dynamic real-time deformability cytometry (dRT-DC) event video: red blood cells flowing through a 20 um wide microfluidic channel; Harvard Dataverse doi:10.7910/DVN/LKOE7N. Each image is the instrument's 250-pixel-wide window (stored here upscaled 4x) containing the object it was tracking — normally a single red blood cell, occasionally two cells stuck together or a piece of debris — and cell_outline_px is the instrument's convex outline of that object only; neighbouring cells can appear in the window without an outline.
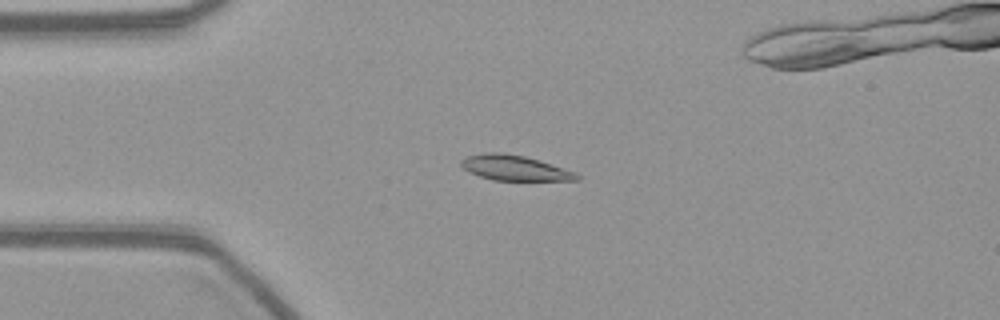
{"species": "common noctule bat (a hibernating species)", "species_latin": "Nyctalus noctula", "temperature_condition": "warm", "stored_images_in_passage": 57, "camera_frame_rate_fps": 3000, "um_per_image_px": 0.085, "animal": {"sex": "female", "body_mass_g": 21.9}, "frame": {"image": 1, "passage_image": 14, "time_ms": 4.333, "image_size_px": [1000, 320], "cell_outline_px": [[580, 180], [492, 180], [468, 172], [460, 164], [460, 160], [468, 156], [488, 152], [500, 152], [524, 156], [576, 172], [580, 176]], "centroid_in_image_um": [43.72, 14.27], "position_along_channel_um": 41.3, "area_um2": 16.76}}
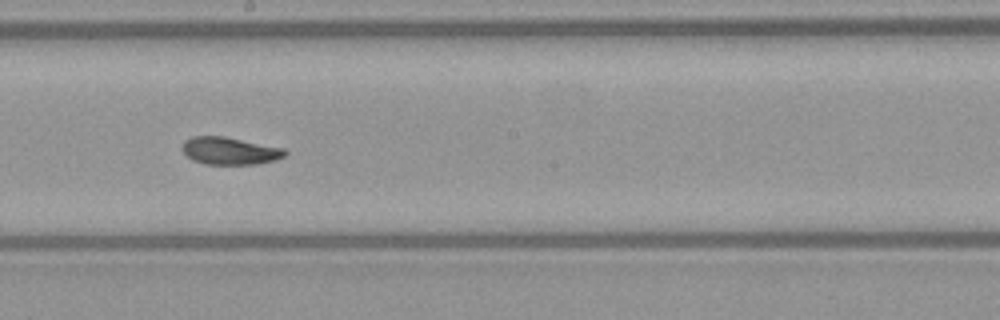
{"frame": {"image": 2, "passage_image": 31, "time_ms": 10.0, "image_size_px": [1000, 320], "cell_outline_px": [[288, 152], [284, 156], [276, 160], [256, 164], [204, 164], [192, 160], [180, 148], [184, 140], [192, 136], [224, 136], [284, 148]], "centroid_in_image_um": [19.51, 12.82], "position_along_channel_um": 228.7, "area_um2": 16.53}}
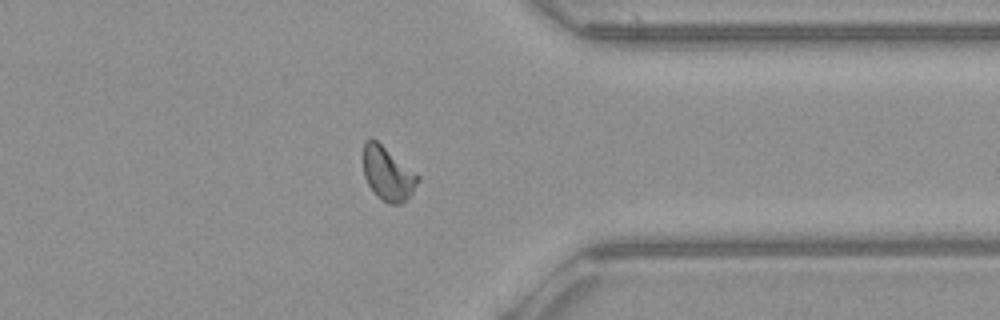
{"frame": {"image": 3, "passage_image": 44, "time_ms": 14.333, "image_size_px": [1000, 320], "cell_outline_px": [[420, 180], [412, 192], [400, 204], [388, 204], [376, 196], [368, 184], [364, 176], [364, 144], [368, 140], [376, 140], [420, 176]], "centroid_in_image_um": [32.97, 14.79], "position_along_channel_um": 378.4, "area_um2": 16.7}}